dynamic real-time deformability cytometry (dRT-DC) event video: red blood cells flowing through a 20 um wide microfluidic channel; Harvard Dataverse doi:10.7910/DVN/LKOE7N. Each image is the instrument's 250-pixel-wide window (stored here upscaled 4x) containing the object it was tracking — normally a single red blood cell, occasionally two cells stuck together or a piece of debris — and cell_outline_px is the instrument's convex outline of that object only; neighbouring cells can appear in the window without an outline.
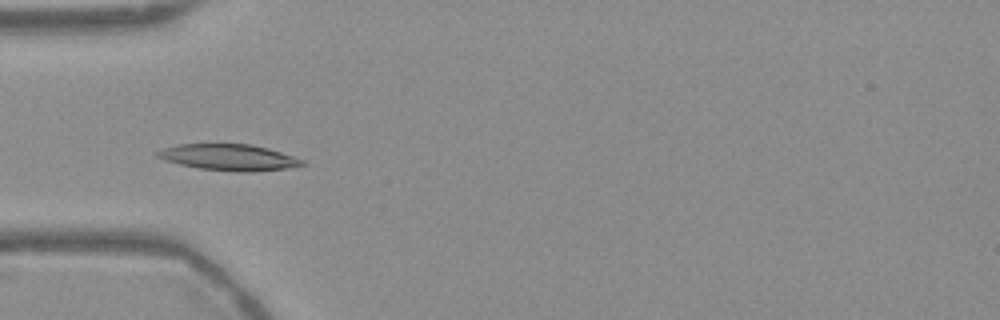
{"species": "Egyptian fruit bat (a non-hibernating species)", "species_latin": "Rousettus aegyptiacus", "temperature_condition": "warm", "stored_images_in_passage": 51, "camera_frame_rate_fps": 3000, "um_per_image_px": 0.085, "frame": {"image": 1, "passage_image": 14, "time_ms": 4.333, "image_size_px": [1000, 320], "cell_outline_px": [[308, 164], [288, 168], [252, 172], [240, 172], [200, 168], [180, 164], [164, 160], [156, 156], [156, 152], [164, 148], [176, 144], [252, 144], [268, 148], [304, 160]], "centroid_in_image_um": [19.47, 13.37], "position_along_channel_um": 65.5, "area_um2": 22.08}}
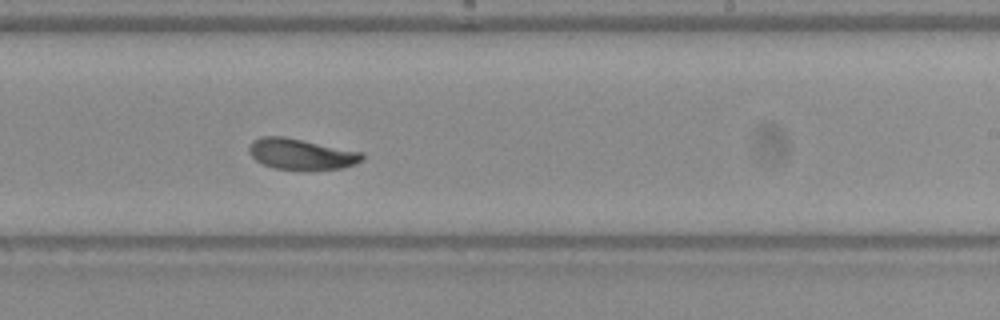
{"frame": {"image": 2, "passage_image": 30, "time_ms": 9.667, "image_size_px": [1000, 320], "cell_outline_px": [[364, 160], [356, 164], [344, 168], [276, 168], [264, 164], [256, 160], [248, 152], [248, 144], [252, 140], [260, 136], [284, 136], [360, 152], [364, 156]], "centroid_in_image_um": [25.56, 13.06], "position_along_channel_um": 263.4, "area_um2": 19.88}}
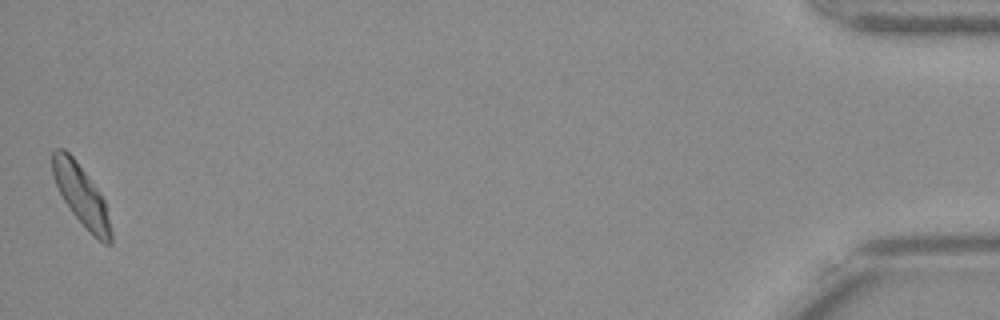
{"frame": {"image": 3, "passage_image": 51, "time_ms": 16.667, "image_size_px": [1000, 320], "cell_outline_px": [[112, 244], [104, 244], [92, 236], [88, 232], [72, 212], [64, 200], [52, 176], [52, 152], [56, 148], [64, 148], [72, 156], [100, 192], [104, 200], [112, 232]], "centroid_in_image_um": [6.91, 16.63], "position_along_channel_um": 428.3, "area_um2": 20.52}, "authors_computed_cell_mechanics": {"area_um2": 20.8658, "velocity_mm_per_s": 3.7066, "shape_relaxation_time_tau1_ms": 4.1071, "shape_relaxation_time_tau2_ms": 2.7519, "deformation_change_tau1": 0.1314, "deformation_change_tau2": 0.0777}}